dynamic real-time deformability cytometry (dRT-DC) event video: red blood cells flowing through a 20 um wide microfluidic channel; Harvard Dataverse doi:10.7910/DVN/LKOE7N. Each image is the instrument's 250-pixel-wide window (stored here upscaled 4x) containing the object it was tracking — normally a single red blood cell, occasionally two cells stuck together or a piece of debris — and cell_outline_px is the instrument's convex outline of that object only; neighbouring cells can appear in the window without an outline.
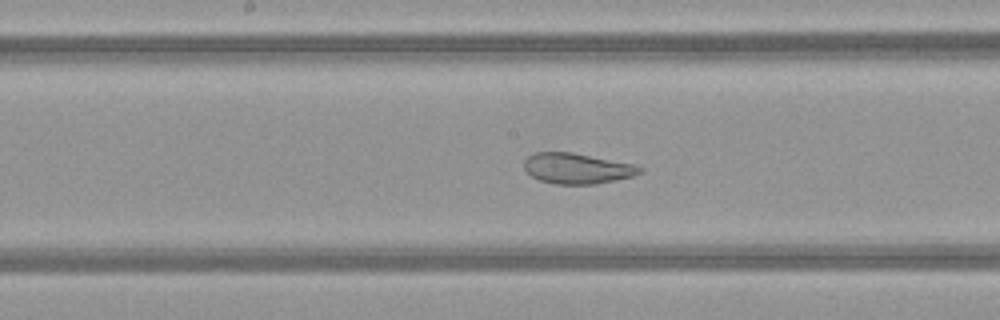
{"species": "common noctule bat (a hibernating species)", "species_latin": "Nyctalus noctula", "temperature_condition": "warm", "stored_images_in_passage": 50, "camera_frame_rate_fps": 3000, "um_per_image_px": 0.085, "animal": {"sex": "female", "body_mass_g": 21.9}, "frame": {"image": 1, "passage_image": 26, "time_ms": 8.333, "image_size_px": [1000, 320], "cell_outline_px": [[644, 172], [632, 176], [616, 180], [596, 184], [556, 184], [540, 180], [532, 176], [524, 168], [524, 160], [528, 156], [536, 152], [572, 152], [632, 164], [644, 168]], "centroid_in_image_um": [49.06, 14.32], "position_along_channel_um": 199.1, "area_um2": 20.52}}
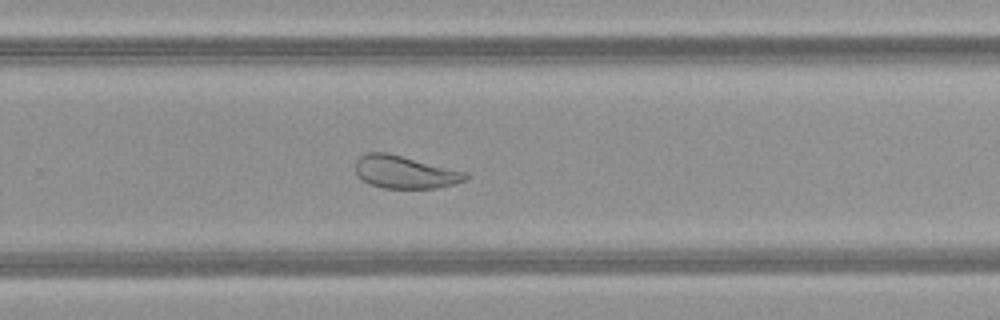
{"frame": {"image": 2, "passage_image": 33, "time_ms": 10.667, "image_size_px": [1000, 320], "cell_outline_px": [[468, 176], [464, 180], [452, 184], [436, 188], [380, 188], [368, 184], [356, 172], [356, 160], [360, 156], [368, 152], [388, 152], [468, 172]], "centroid_in_image_um": [34.41, 14.62], "position_along_channel_um": 295.4, "area_um2": 20.98}}
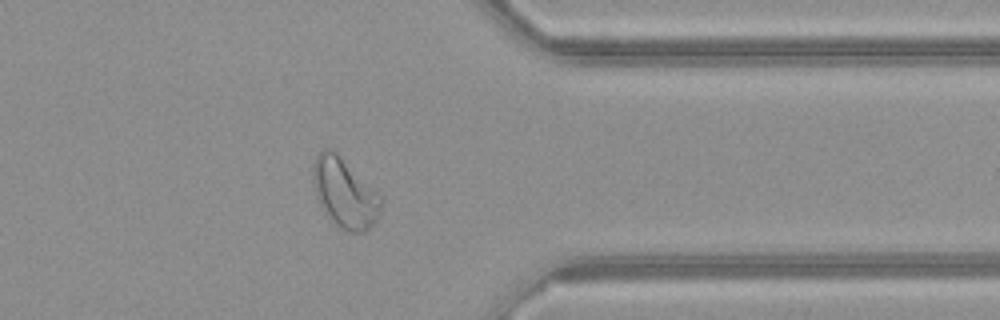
{"frame": {"image": 3, "passage_image": 40, "time_ms": 13.0, "image_size_px": [1000, 320], "cell_outline_px": [[380, 216], [364, 232], [348, 232], [340, 228], [328, 220], [316, 196], [312, 176], [312, 164], [316, 156], [324, 148], [332, 148], [380, 196]], "centroid_in_image_um": [29.24, 16.42], "position_along_channel_um": 382.2, "area_um2": 27.22}, "authors_computed_cell_mechanics": {"area_um2": 29.0445, "velocity_mm_per_s": 4.1471, "shape_relaxation_time_tau1_ms": null, "shape_relaxation_time_tau2_ms": 1.6022, "deformation_change_tau1": null, "deformation_change_tau2": 0.0929}}